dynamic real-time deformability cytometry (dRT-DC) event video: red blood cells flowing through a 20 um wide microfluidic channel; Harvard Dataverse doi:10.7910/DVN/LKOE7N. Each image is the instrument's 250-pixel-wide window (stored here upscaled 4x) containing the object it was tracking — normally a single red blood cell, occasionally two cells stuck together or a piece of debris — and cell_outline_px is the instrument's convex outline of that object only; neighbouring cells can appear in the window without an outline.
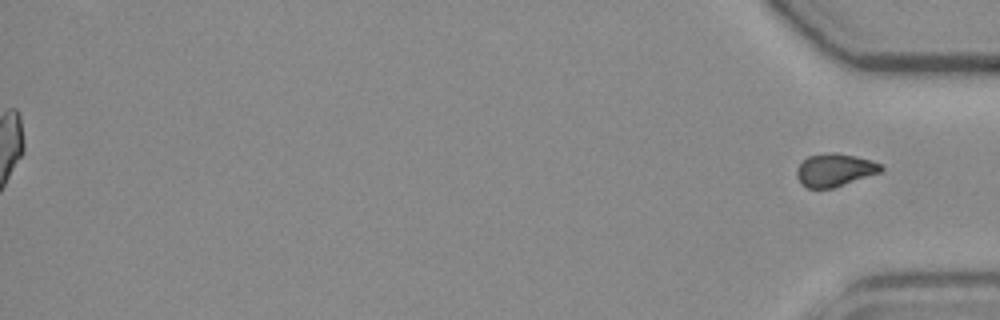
{"species": "common noctule bat (a hibernating species)", "species_latin": "Nyctalus noctula", "temperature_condition": "room temperature", "stored_images_in_passage": 42, "segment_of_instrument_passage": [2, 2], "camera_frame_rate_fps": 3000, "um_per_image_px": 0.085, "animal": {"sex": "female", "body_mass_g": 19.3, "forearm_length_mm": 54.1}, "frame": {"image": 1, "passage_image": 42, "time_ms": 13.667, "image_size_px": [1000, 320], "cell_outline_px": [[884, 168], [880, 172], [832, 188], [808, 188], [800, 184], [796, 176], [796, 168], [808, 156], [828, 152], [836, 152], [856, 156], [872, 160], [884, 164]], "centroid_in_image_um": [70.95, 14.43], "position_along_channel_um": 364.3, "area_um2": 16.24}}